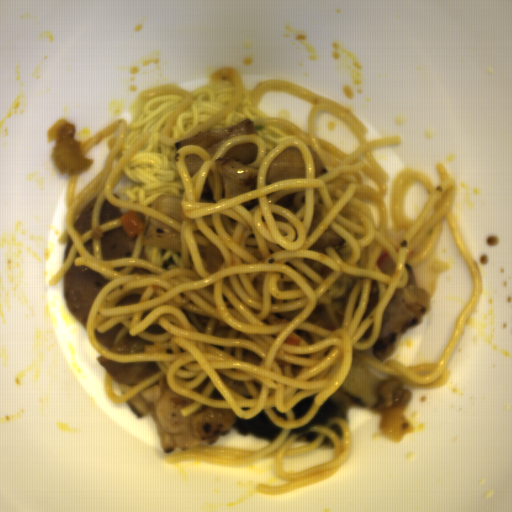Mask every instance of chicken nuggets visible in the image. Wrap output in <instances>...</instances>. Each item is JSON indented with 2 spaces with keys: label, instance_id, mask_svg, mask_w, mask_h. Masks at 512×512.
<instances>
[{
  "label": "chicken nuggets",
  "instance_id": "chicken-nuggets-1",
  "mask_svg": "<svg viewBox=\"0 0 512 512\" xmlns=\"http://www.w3.org/2000/svg\"><path fill=\"white\" fill-rule=\"evenodd\" d=\"M126 402L137 417H150L164 454L209 446L232 428L238 418L232 409L204 405L188 416L181 415V409L195 401L175 393L168 386L166 374Z\"/></svg>",
  "mask_w": 512,
  "mask_h": 512
},
{
  "label": "chicken nuggets",
  "instance_id": "chicken-nuggets-2",
  "mask_svg": "<svg viewBox=\"0 0 512 512\" xmlns=\"http://www.w3.org/2000/svg\"><path fill=\"white\" fill-rule=\"evenodd\" d=\"M408 278L404 287H397L383 312L381 333L371 345L373 358L387 361L400 345L408 329L419 324L431 310V294L419 286L413 268L405 264Z\"/></svg>",
  "mask_w": 512,
  "mask_h": 512
},
{
  "label": "chicken nuggets",
  "instance_id": "chicken-nuggets-3",
  "mask_svg": "<svg viewBox=\"0 0 512 512\" xmlns=\"http://www.w3.org/2000/svg\"><path fill=\"white\" fill-rule=\"evenodd\" d=\"M257 156L258 146L245 142L232 146L224 156H218L214 160L222 179L225 199L257 188L258 167L246 164L255 160Z\"/></svg>",
  "mask_w": 512,
  "mask_h": 512
},
{
  "label": "chicken nuggets",
  "instance_id": "chicken-nuggets-4",
  "mask_svg": "<svg viewBox=\"0 0 512 512\" xmlns=\"http://www.w3.org/2000/svg\"><path fill=\"white\" fill-rule=\"evenodd\" d=\"M74 124H61L52 143L54 164L63 175L81 177L92 165V159L82 154V142L74 139Z\"/></svg>",
  "mask_w": 512,
  "mask_h": 512
},
{
  "label": "chicken nuggets",
  "instance_id": "chicken-nuggets-5",
  "mask_svg": "<svg viewBox=\"0 0 512 512\" xmlns=\"http://www.w3.org/2000/svg\"><path fill=\"white\" fill-rule=\"evenodd\" d=\"M257 132L255 123L246 119L236 125L220 129L203 130L186 139L175 141V148L179 152L188 145H196L203 147L208 155L213 156L232 137L256 134Z\"/></svg>",
  "mask_w": 512,
  "mask_h": 512
},
{
  "label": "chicken nuggets",
  "instance_id": "chicken-nuggets-6",
  "mask_svg": "<svg viewBox=\"0 0 512 512\" xmlns=\"http://www.w3.org/2000/svg\"><path fill=\"white\" fill-rule=\"evenodd\" d=\"M303 177H306V169L302 152L297 147L290 146L281 151L270 164L265 184Z\"/></svg>",
  "mask_w": 512,
  "mask_h": 512
},
{
  "label": "chicken nuggets",
  "instance_id": "chicken-nuggets-7",
  "mask_svg": "<svg viewBox=\"0 0 512 512\" xmlns=\"http://www.w3.org/2000/svg\"><path fill=\"white\" fill-rule=\"evenodd\" d=\"M378 402L372 406L377 413H385L401 403L405 393L404 379L394 376L383 380L376 390Z\"/></svg>",
  "mask_w": 512,
  "mask_h": 512
},
{
  "label": "chicken nuggets",
  "instance_id": "chicken-nuggets-8",
  "mask_svg": "<svg viewBox=\"0 0 512 512\" xmlns=\"http://www.w3.org/2000/svg\"><path fill=\"white\" fill-rule=\"evenodd\" d=\"M344 239L337 232L332 230L331 228L323 232L319 238L313 243L311 247L308 249L310 251H318L322 253H327L325 248L333 247L334 249H340V247L344 244Z\"/></svg>",
  "mask_w": 512,
  "mask_h": 512
},
{
  "label": "chicken nuggets",
  "instance_id": "chicken-nuggets-9",
  "mask_svg": "<svg viewBox=\"0 0 512 512\" xmlns=\"http://www.w3.org/2000/svg\"><path fill=\"white\" fill-rule=\"evenodd\" d=\"M215 195V180H214V174L213 169H209L207 177L204 182V188L201 194V197L199 201L202 203H214Z\"/></svg>",
  "mask_w": 512,
  "mask_h": 512
},
{
  "label": "chicken nuggets",
  "instance_id": "chicken-nuggets-10",
  "mask_svg": "<svg viewBox=\"0 0 512 512\" xmlns=\"http://www.w3.org/2000/svg\"><path fill=\"white\" fill-rule=\"evenodd\" d=\"M379 300H380V285L376 279H373L371 290H370V295H369L368 307H367V310H366L365 314L363 315L359 325L362 323V321L365 318H367L370 315V313L372 311L375 310L376 306L379 304Z\"/></svg>",
  "mask_w": 512,
  "mask_h": 512
},
{
  "label": "chicken nuggets",
  "instance_id": "chicken-nuggets-11",
  "mask_svg": "<svg viewBox=\"0 0 512 512\" xmlns=\"http://www.w3.org/2000/svg\"><path fill=\"white\" fill-rule=\"evenodd\" d=\"M307 148H308L312 162L315 167V173H314L315 179L319 178L321 176H324L327 172V169H326V166H325L322 158L320 157V155L318 153H316L314 151L313 147L310 144H308Z\"/></svg>",
  "mask_w": 512,
  "mask_h": 512
},
{
  "label": "chicken nuggets",
  "instance_id": "chicken-nuggets-12",
  "mask_svg": "<svg viewBox=\"0 0 512 512\" xmlns=\"http://www.w3.org/2000/svg\"><path fill=\"white\" fill-rule=\"evenodd\" d=\"M184 161L191 178L195 176L196 172L200 170L204 163V160L195 153L186 155Z\"/></svg>",
  "mask_w": 512,
  "mask_h": 512
}]
</instances>
